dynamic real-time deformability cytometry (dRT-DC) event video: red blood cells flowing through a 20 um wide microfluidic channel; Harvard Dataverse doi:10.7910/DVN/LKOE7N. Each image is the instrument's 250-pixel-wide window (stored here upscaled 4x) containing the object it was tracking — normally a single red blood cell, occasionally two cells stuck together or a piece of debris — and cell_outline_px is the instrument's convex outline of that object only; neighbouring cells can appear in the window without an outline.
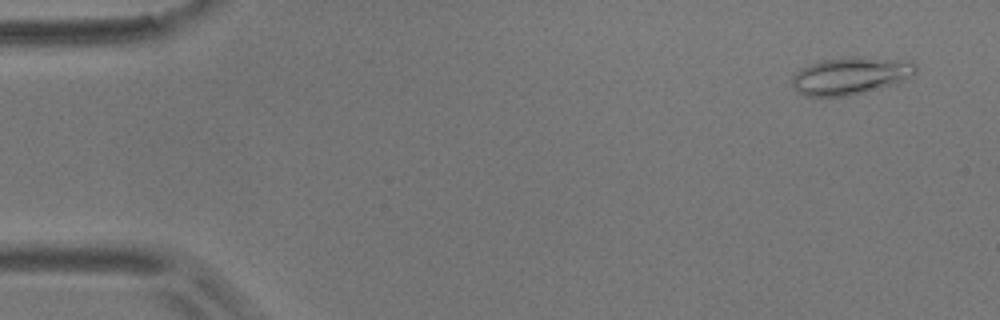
{"species": "common noctule bat (a hibernating species)", "species_latin": "Nyctalus noctula", "temperature_condition": "room temperature", "stored_images_in_passage": 5, "camera_frame_rate_fps": 3000, "um_per_image_px": 0.085, "animal": {"sex": "male", "body_mass_g": 17.9}, "frame": {"image": 1, "passage_image": 1, "time_ms": 0.0, "image_size_px": [1000, 320], "cell_outline_px": [[916, 72], [908, 80], [896, 84], [848, 96], [804, 96], [796, 92], [792, 88], [792, 80], [796, 72], [820, 60], [848, 56], [860, 56], [912, 60], [916, 64]], "centroid_in_image_um": [72.36, 6.43], "position_along_channel_um": 12.6, "area_um2": 27.46}}